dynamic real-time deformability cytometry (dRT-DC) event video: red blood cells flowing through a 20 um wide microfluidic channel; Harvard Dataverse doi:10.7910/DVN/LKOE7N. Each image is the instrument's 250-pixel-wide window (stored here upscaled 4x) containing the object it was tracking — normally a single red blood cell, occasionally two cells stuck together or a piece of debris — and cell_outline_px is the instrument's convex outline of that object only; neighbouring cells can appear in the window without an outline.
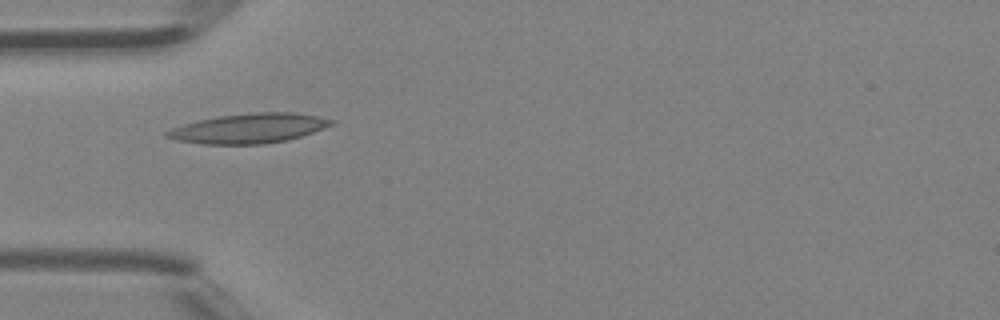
{"species": "Egyptian fruit bat (a non-hibernating species)", "species_latin": "Rousettus aegyptiacus", "temperature_condition": "room temperature", "stored_images_in_passage": 2, "camera_frame_rate_fps": 3000, "um_per_image_px": 0.085, "animal": {"sex": "female"}, "frame": {"image": 1, "passage_image": 1, "time_ms": 0.0, "image_size_px": [1000, 320], "cell_outline_px": [[336, 124], [288, 140], [260, 144], [200, 144], [176, 140], [164, 136], [164, 132], [172, 128], [184, 124], [200, 120], [220, 116], [252, 112], [292, 112], [316, 116], [336, 120]], "centroid_in_image_um": [21.16, 10.91], "position_along_channel_um": 63.8, "area_um2": 28.38}}
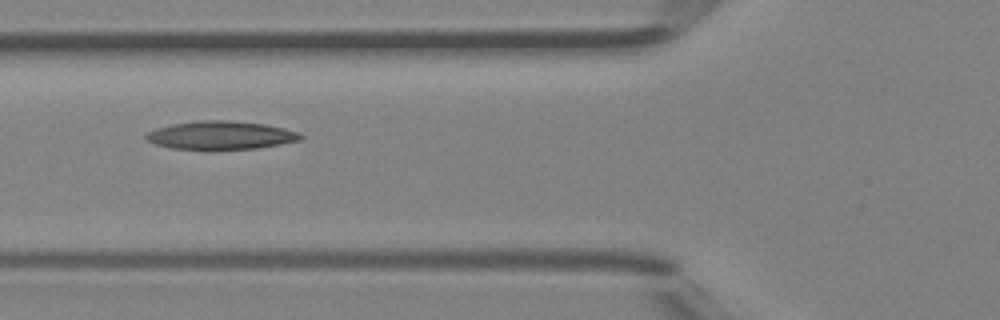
{"frame": {"image": 2, "passage_image": 2, "time_ms": 0.333, "image_size_px": [1000, 320], "cell_outline_px": [[304, 136], [300, 140], [280, 144], [256, 148], [212, 152], [208, 152], [168, 148], [156, 144], [148, 140], [144, 136], [148, 132], [156, 128], [172, 124], [196, 120], [228, 120], [264, 124], [284, 128], [300, 132]], "centroid_in_image_um": [18.74, 11.53], "position_along_channel_um": 107.1, "area_um2": 26.41}}